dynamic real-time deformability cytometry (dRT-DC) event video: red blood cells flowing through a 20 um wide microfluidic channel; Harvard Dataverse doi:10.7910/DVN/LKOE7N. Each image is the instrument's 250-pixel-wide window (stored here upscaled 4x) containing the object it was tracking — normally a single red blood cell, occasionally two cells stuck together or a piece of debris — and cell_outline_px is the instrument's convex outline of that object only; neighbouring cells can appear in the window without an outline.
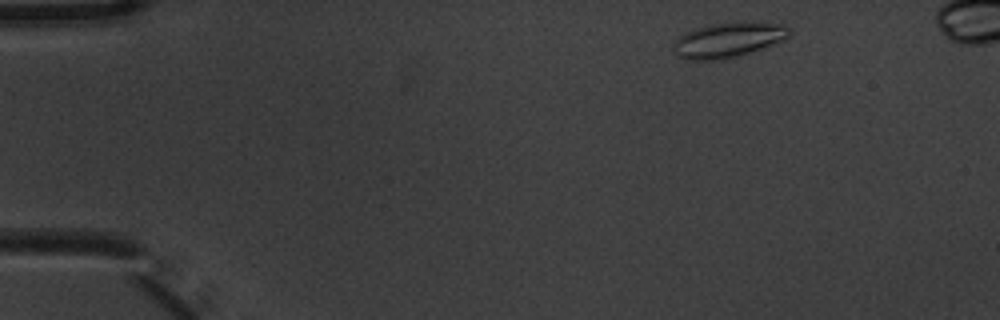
{"species": "common noctule bat (a hibernating species)", "species_latin": "Nyctalus noctula", "temperature_condition": "warm", "stored_images_in_passage": 6, "camera_frame_rate_fps": 3000, "um_per_image_px": 0.085, "animal": {"sex": "male", "body_mass_g": 20.1, "forearm_length_mm": 53.5}, "frame": {"image": 1, "passage_image": 1, "time_ms": 0.0, "image_size_px": [1000, 320], "cell_outline_px": [[792, 32], [788, 36], [780, 40], [760, 48], [748, 52], [720, 60], [688, 60], [680, 56], [672, 48], [672, 44], [680, 36], [688, 32], [708, 24], [736, 20], [784, 24]], "centroid_in_image_um": [61.88, 3.35], "position_along_channel_um": 23.1, "area_um2": 23.41}}
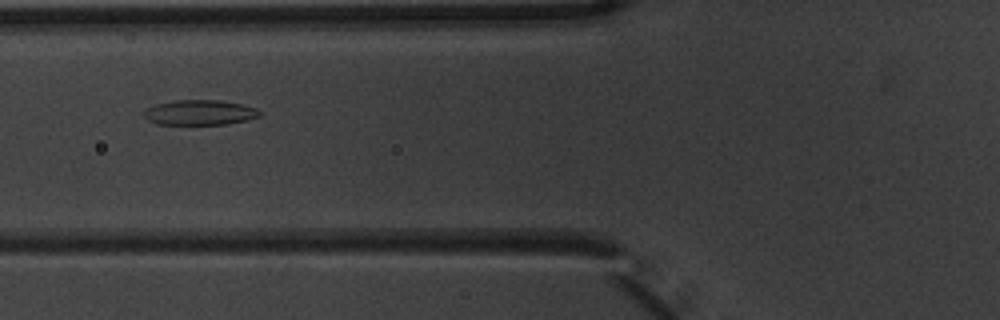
{"frame": {"image": 2, "passage_image": 5, "time_ms": 1.333, "image_size_px": [1000, 320], "cell_outline_px": [[260, 116], [248, 120], [228, 124], [156, 124], [148, 120], [144, 116], [144, 112], [148, 108], [156, 104], [172, 100], [220, 100], [240, 104], [256, 108], [260, 112]], "centroid_in_image_um": [16.98, 9.56], "position_along_channel_um": 108.8, "area_um2": 16.88}}
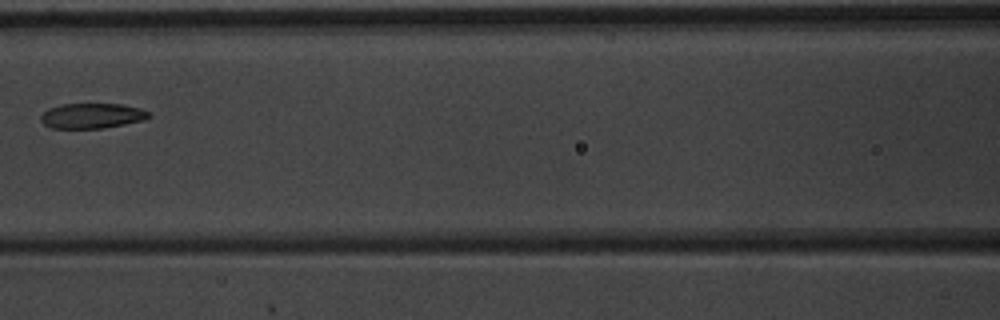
{"frame": {"image": 3, "passage_image": 6, "time_ms": 1.667, "image_size_px": [1000, 320], "cell_outline_px": [[152, 116], [144, 120], [104, 128], [52, 128], [44, 124], [40, 120], [40, 116], [48, 108], [60, 104], [124, 104], [140, 108], [152, 112]], "centroid_in_image_um": [7.85, 9.83], "position_along_channel_um": 158.8, "area_um2": 16.01}}